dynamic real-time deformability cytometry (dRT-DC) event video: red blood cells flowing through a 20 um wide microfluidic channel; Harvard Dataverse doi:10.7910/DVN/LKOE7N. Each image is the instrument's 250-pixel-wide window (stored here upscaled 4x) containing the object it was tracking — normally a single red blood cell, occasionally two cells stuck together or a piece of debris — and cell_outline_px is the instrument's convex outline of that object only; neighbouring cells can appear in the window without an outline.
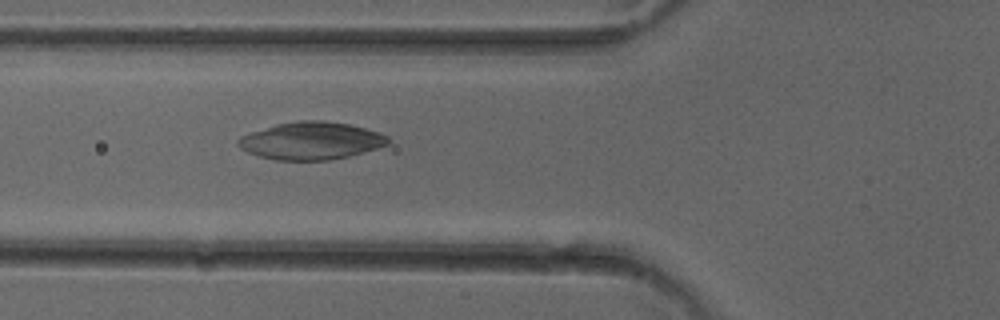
{"species": "common noctule bat (a hibernating species)", "species_latin": "Nyctalus noctula", "temperature_condition": "cold", "stored_images_in_passage": 40, "camera_frame_rate_fps": 3000, "um_per_image_px": 0.085, "animal": {"sex": "female"}, "frame": {"image": 1, "passage_image": 8, "time_ms": 2.333, "image_size_px": [1000, 320], "cell_outline_px": [[392, 140], [388, 144], [376, 148], [348, 156], [328, 160], [276, 160], [260, 156], [248, 152], [240, 148], [236, 144], [236, 140], [240, 136], [276, 124], [300, 120], [324, 120], [348, 124], [380, 132], [388, 136]], "centroid_in_image_um": [26.44, 11.96], "position_along_channel_um": 99.4, "area_um2": 32.71}}
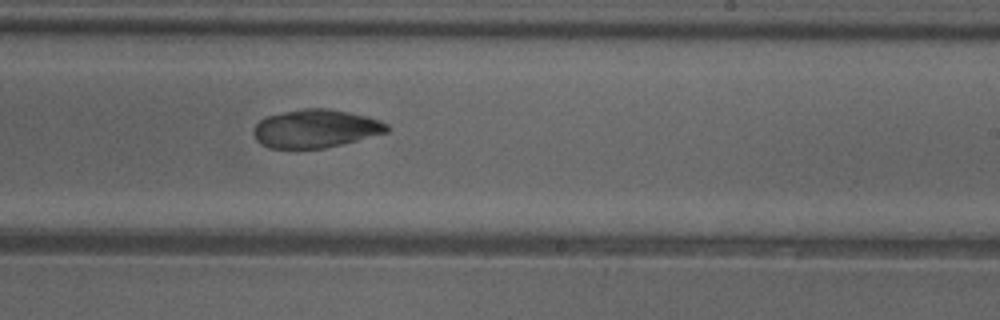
{"frame": {"image": 2, "passage_image": 20, "time_ms": 6.333, "image_size_px": [1000, 320], "cell_outline_px": [[392, 128], [388, 132], [324, 148], [296, 152], [268, 148], [260, 144], [256, 140], [252, 132], [256, 124], [260, 120], [268, 116], [300, 108], [328, 108], [368, 116], [380, 120], [388, 124]], "centroid_in_image_um": [26.79, 10.97], "position_along_channel_um": 262.2, "area_um2": 30.58}}
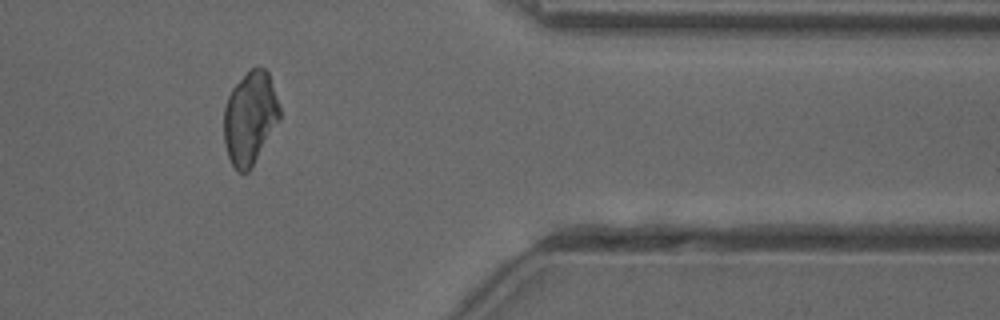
{"frame": {"image": 3, "passage_image": 31, "time_ms": 10.0, "image_size_px": [1000, 320], "cell_outline_px": [[280, 120], [248, 172], [236, 172], [228, 156], [224, 140], [224, 108], [228, 96], [232, 88], [252, 68], [264, 68], [268, 72], [280, 108]], "centroid_in_image_um": [21.24, 10.05], "position_along_channel_um": 390.2, "area_um2": 29.82}}